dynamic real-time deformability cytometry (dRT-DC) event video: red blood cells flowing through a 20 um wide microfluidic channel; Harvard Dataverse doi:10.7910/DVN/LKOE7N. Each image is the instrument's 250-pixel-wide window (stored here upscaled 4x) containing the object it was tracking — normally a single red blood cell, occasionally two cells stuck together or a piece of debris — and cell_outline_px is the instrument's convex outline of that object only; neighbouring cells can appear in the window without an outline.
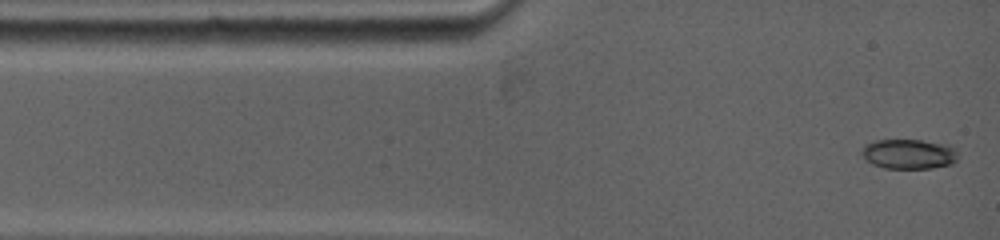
{"species": "common noctule bat (a hibernating species)", "species_latin": "Nyctalus noctula", "temperature_condition": "warm", "stored_images_in_passage": 3, "camera_frame_rate_fps": 5000, "um_per_image_px": 0.085, "animal": {"sex": "female", "body_mass_g": 19.0, "forearm_length_mm": 53.3}, "frame": {"image": 1, "passage_image": 1, "time_ms": 0.0, "image_size_px": [1000, 240], "cell_outline_px": [[956, 156], [948, 164], [932, 168], [888, 168], [876, 164], [868, 160], [864, 156], [864, 148], [868, 144], [876, 140], [920, 140], [952, 148], [956, 152]], "centroid_in_image_um": [77.21, 13.09], "position_along_channel_um": 7.8, "area_um2": 15.61}}
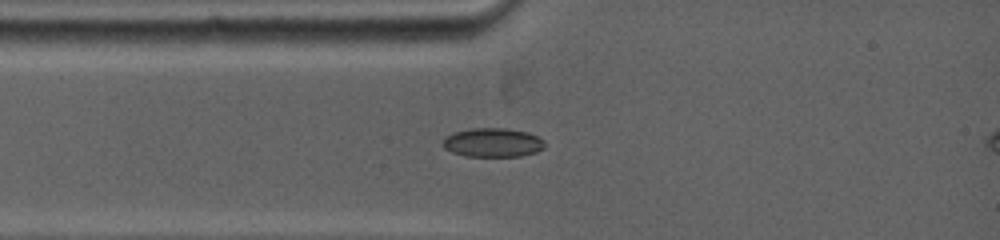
{"frame": {"image": 2, "passage_image": 3, "time_ms": 2.0, "image_size_px": [1000, 240], "cell_outline_px": [[544, 148], [536, 152], [520, 156], [464, 156], [452, 152], [444, 148], [444, 140], [448, 136], [456, 132], [472, 128], [504, 128], [528, 132], [544, 140]], "centroid_in_image_um": [41.92, 12.12], "position_along_channel_um": 43.1, "area_um2": 16.99}}